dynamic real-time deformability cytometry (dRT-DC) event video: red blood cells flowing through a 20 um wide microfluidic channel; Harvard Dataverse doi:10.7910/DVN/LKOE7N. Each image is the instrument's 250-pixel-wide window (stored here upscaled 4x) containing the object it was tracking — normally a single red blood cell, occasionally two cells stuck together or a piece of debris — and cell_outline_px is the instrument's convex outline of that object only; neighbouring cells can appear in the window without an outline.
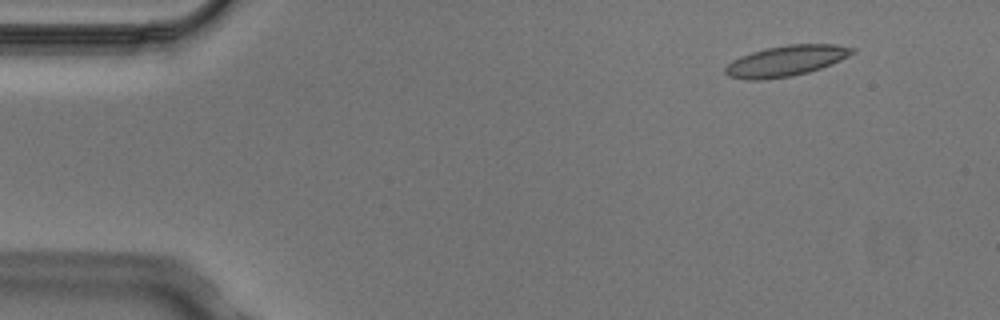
{"species": "Egyptian fruit bat (a non-hibernating species)", "species_latin": "Rousettus aegyptiacus", "temperature_condition": "cold", "stored_images_in_passage": 5, "camera_frame_rate_fps": 3000, "um_per_image_px": 0.085, "animal": {"sex": "male"}, "frame": {"image": 1, "passage_image": 2, "time_ms": 0.333, "image_size_px": [1000, 320], "cell_outline_px": [[856, 52], [832, 64], [808, 72], [792, 76], [764, 80], [748, 80], [728, 76], [724, 72], [724, 68], [732, 60], [740, 56], [764, 48], [788, 44], [836, 44], [856, 48]], "centroid_in_image_um": [66.81, 5.17], "position_along_channel_um": 18.2, "area_um2": 22.89}}
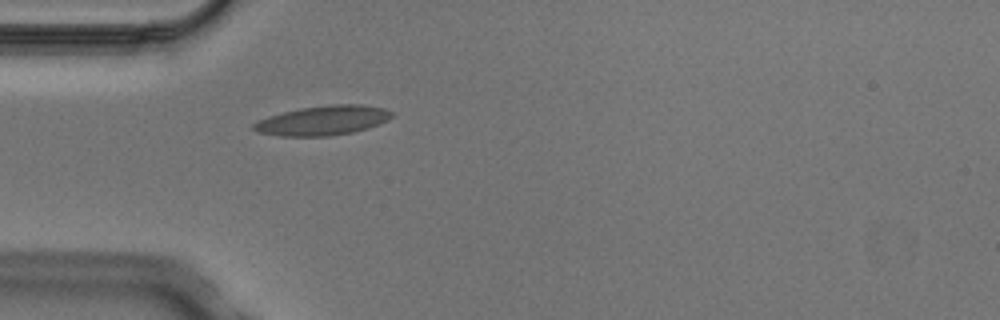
{"frame": {"image": 2, "passage_image": 5, "time_ms": 1.333, "image_size_px": [1000, 320], "cell_outline_px": [[392, 116], [388, 120], [380, 124], [368, 128], [352, 132], [328, 136], [280, 136], [256, 132], [252, 128], [252, 124], [256, 120], [268, 116], [300, 108], [332, 104], [364, 104], [384, 108], [392, 112]], "centroid_in_image_um": [27.43, 10.24], "position_along_channel_um": 57.6, "area_um2": 23.93}}